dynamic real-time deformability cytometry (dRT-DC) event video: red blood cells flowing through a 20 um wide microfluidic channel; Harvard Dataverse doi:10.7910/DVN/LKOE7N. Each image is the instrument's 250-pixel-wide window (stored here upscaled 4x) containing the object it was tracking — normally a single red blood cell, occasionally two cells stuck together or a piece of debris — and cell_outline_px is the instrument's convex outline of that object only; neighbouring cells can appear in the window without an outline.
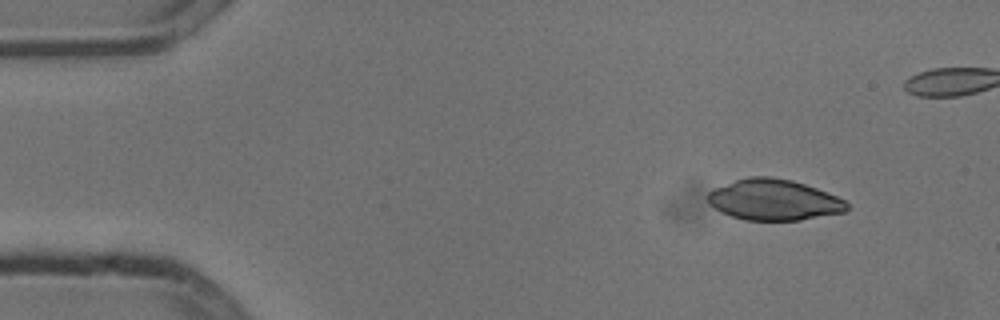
{"species": "common noctule bat (a hibernating species)", "species_latin": "Nyctalus noctula", "temperature_condition": "cold", "stored_images_in_passage": 4, "camera_frame_rate_fps": 3000, "um_per_image_px": 0.085, "animal": {"sex": "male", "body_mass_g": 13.3}, "frame": {"image": 1, "passage_image": 1, "time_ms": 0.0, "image_size_px": [1000, 320], "cell_outline_px": [[848, 208], [844, 212], [800, 220], [744, 220], [720, 212], [708, 204], [708, 192], [716, 188], [736, 180], [748, 176], [772, 176], [792, 180], [816, 188], [836, 196], [844, 200], [848, 204]], "centroid_in_image_um": [65.76, 16.98], "position_along_channel_um": 19.2, "area_um2": 33.06}}